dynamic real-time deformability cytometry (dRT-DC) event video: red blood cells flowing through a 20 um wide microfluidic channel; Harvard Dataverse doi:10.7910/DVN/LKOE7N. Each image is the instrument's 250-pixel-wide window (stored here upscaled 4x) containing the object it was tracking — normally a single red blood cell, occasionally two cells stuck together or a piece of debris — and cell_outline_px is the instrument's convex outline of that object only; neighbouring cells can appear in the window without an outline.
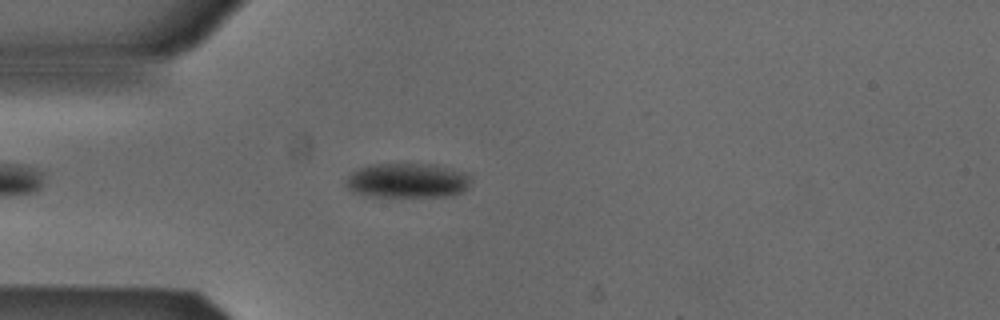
{"species": "Egyptian fruit bat (a non-hibernating species)", "species_latin": "Rousettus aegyptiacus", "temperature_condition": "cold", "stored_images_in_passage": 4, "camera_frame_rate_fps": 3000, "um_per_image_px": 0.085, "animal": {"sex": "male"}, "frame": {"image": 1, "passage_image": 4, "time_ms": 1.0, "image_size_px": [1000, 320], "cell_outline_px": [[472, 180], [460, 192], [452, 196], [368, 196], [352, 192], [344, 184], [344, 180], [352, 172], [360, 168], [372, 164], [436, 164], [468, 172], [472, 176]], "centroid_in_image_um": [34.64, 15.33], "position_along_channel_um": 50.4, "area_um2": 25.49}}